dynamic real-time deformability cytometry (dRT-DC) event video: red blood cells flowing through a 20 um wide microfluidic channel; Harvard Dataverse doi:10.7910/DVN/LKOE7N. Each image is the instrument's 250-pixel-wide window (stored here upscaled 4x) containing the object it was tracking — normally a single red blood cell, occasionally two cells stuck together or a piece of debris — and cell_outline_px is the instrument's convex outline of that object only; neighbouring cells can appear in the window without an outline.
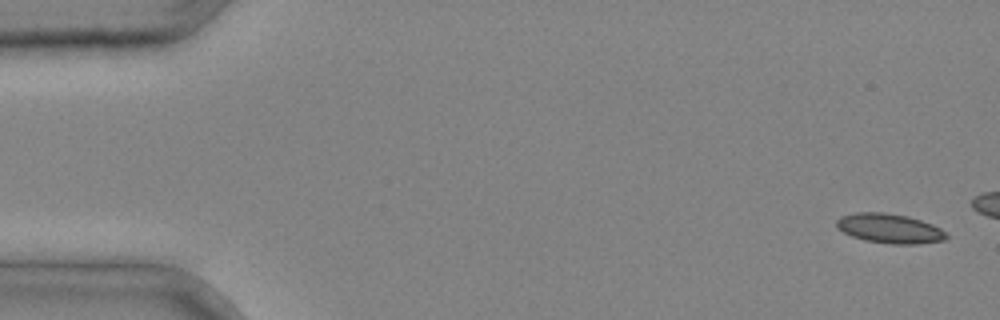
{"species": "common noctule bat (a hibernating species)", "species_latin": "Nyctalus noctula", "temperature_condition": "cold", "stored_images_in_passage": 4, "camera_frame_rate_fps": 3000, "um_per_image_px": 0.085, "animal": {"sex": "male", "body_mass_g": 20.4}, "frame": {"image": 1, "passage_image": 1, "time_ms": 0.0, "image_size_px": [1000, 320], "cell_outline_px": [[948, 236], [944, 240], [916, 244], [892, 244], [864, 240], [852, 236], [836, 228], [836, 220], [840, 216], [856, 212], [884, 212], [908, 216], [932, 224], [940, 228]], "centroid_in_image_um": [75.58, 19.41], "position_along_channel_um": 9.4, "area_um2": 18.9}}